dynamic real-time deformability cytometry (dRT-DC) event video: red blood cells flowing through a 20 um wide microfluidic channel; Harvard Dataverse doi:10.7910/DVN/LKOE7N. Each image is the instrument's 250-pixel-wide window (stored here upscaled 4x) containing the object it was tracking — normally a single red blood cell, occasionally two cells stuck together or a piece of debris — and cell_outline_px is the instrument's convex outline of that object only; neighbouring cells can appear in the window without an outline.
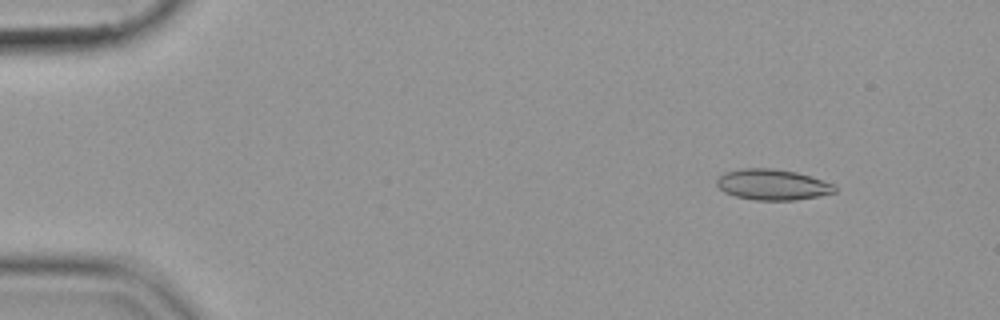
{"species": "common noctule bat (a hibernating species)", "species_latin": "Nyctalus noctula", "temperature_condition": "cold", "stored_images_in_passage": 54, "camera_frame_rate_fps": 3000, "um_per_image_px": 0.085, "animal": {"sex": "female", "body_mass_g": 19.9}, "frame": {"image": 1, "passage_image": 6, "time_ms": 1.667, "image_size_px": [1000, 320], "cell_outline_px": [[836, 192], [820, 196], [796, 200], [756, 200], [736, 196], [724, 192], [716, 184], [716, 180], [720, 176], [728, 172], [744, 168], [772, 168], [796, 172], [832, 184], [836, 188]], "centroid_in_image_um": [65.66, 15.7], "position_along_channel_um": 19.3, "area_um2": 20.87}}
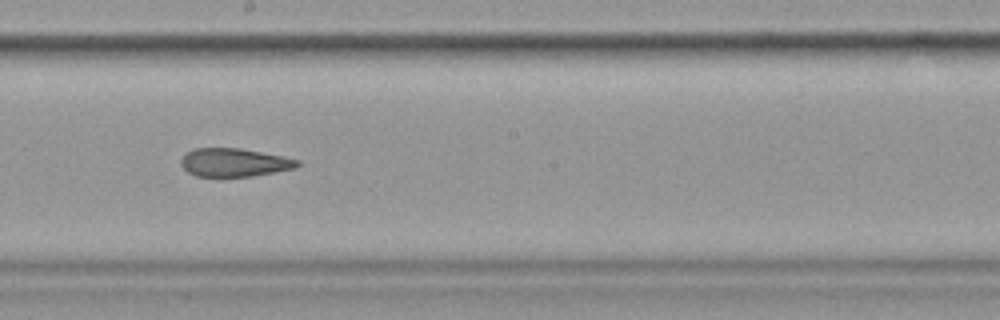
{"frame": {"image": 2, "passage_image": 31, "time_ms": 10.0, "image_size_px": [1000, 320], "cell_outline_px": [[300, 164], [296, 168], [252, 176], [196, 176], [188, 172], [180, 164], [180, 160], [188, 152], [196, 148], [240, 148], [300, 160]], "centroid_in_image_um": [19.91, 13.81], "position_along_channel_um": 228.3, "area_um2": 18.96}}
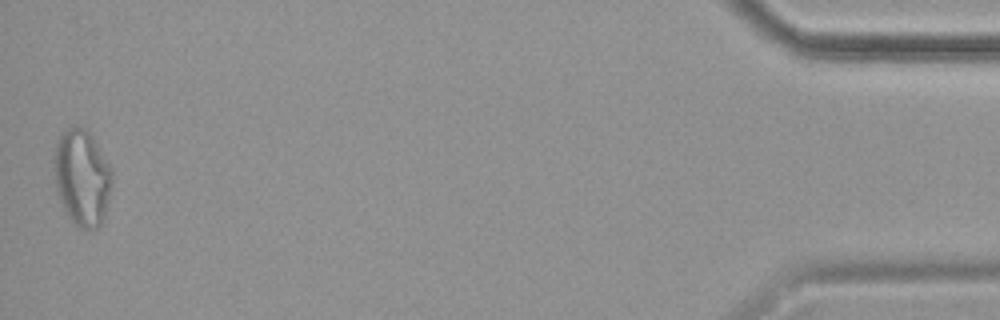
{"frame": {"image": 3, "passage_image": 54, "time_ms": 17.667, "image_size_px": [1000, 320], "cell_outline_px": [[112, 184], [104, 216], [100, 224], [92, 232], [80, 228], [68, 216], [56, 192], [56, 144], [60, 136], [68, 128], [84, 128], [92, 136], [108, 164], [112, 172]], "centroid_in_image_um": [7.0, 15.15], "position_along_channel_um": 428.2, "area_um2": 31.67}}